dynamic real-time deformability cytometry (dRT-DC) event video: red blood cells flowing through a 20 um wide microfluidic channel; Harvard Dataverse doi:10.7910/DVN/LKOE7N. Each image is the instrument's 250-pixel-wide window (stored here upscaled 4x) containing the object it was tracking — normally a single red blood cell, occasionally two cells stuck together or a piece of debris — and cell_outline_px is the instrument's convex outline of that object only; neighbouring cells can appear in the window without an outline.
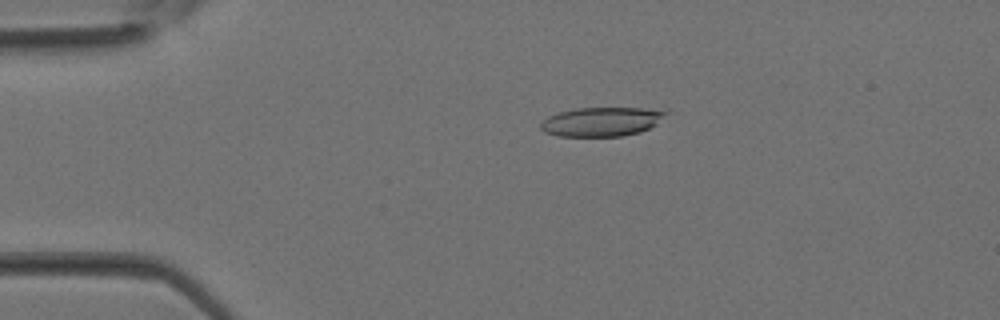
{"species": "Egyptian fruit bat (a non-hibernating species)", "species_latin": "Rousettus aegyptiacus", "temperature_condition": "room temperature", "stored_images_in_passage": 31, "camera_frame_rate_fps": 3000, "um_per_image_px": 0.085, "animal": {"sex": "female"}, "frame": {"image": 1, "passage_image": 3, "time_ms": 0.667, "image_size_px": [1000, 320], "cell_outline_px": [[672, 112], [656, 124], [640, 132], [624, 136], [556, 136], [544, 132], [540, 128], [540, 124], [548, 116], [560, 112], [576, 108], [640, 108]], "centroid_in_image_um": [51.14, 10.35], "position_along_channel_um": 33.9, "area_um2": 21.21}}
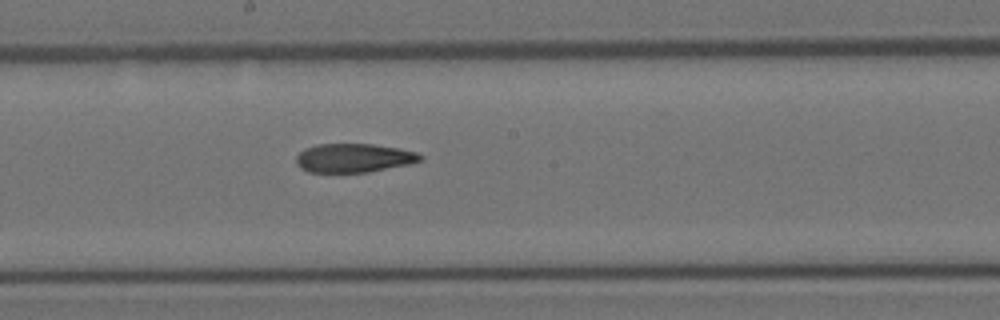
{"frame": {"image": 2, "passage_image": 15, "time_ms": 4.667, "image_size_px": [1000, 320], "cell_outline_px": [[424, 156], [420, 160], [408, 164], [368, 172], [308, 172], [300, 168], [296, 164], [296, 156], [304, 148], [316, 144], [372, 144], [400, 148], [416, 152]], "centroid_in_image_um": [30.03, 13.42], "position_along_channel_um": 218.2, "area_um2": 20.87}}
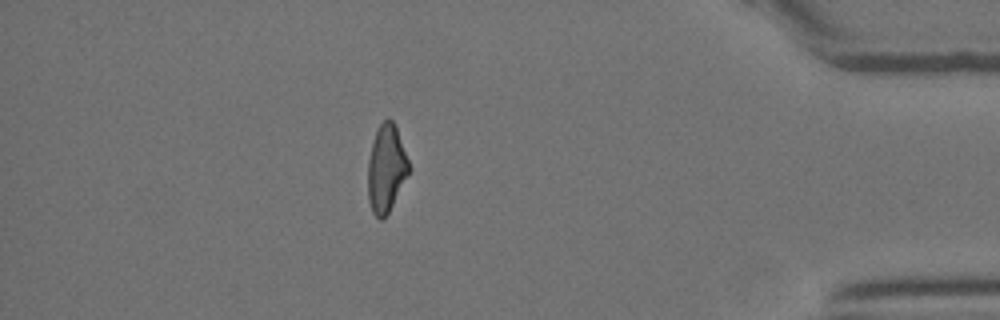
{"frame": {"image": 3, "passage_image": 27, "time_ms": 8.667, "image_size_px": [1000, 320], "cell_outline_px": [[412, 168], [384, 220], [380, 220], [372, 212], [368, 200], [368, 160], [372, 144], [376, 132], [380, 124], [388, 116], [396, 124]], "centroid_in_image_um": [32.85, 14.31], "position_along_channel_um": 402.3, "area_um2": 21.21}}